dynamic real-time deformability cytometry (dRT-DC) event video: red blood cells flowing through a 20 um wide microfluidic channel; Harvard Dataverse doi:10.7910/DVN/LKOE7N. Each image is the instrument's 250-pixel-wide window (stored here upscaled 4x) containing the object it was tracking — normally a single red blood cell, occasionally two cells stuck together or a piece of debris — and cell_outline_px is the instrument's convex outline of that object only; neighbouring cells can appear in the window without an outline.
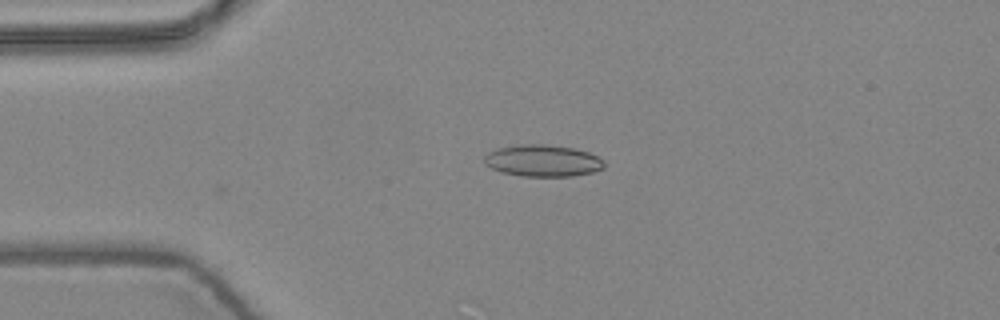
{"species": "common noctule bat (a hibernating species)", "species_latin": "Nyctalus noctula", "temperature_condition": "warm", "stored_images_in_passage": 6, "camera_frame_rate_fps": 3000, "um_per_image_px": 0.085, "animal": {"sex": "female", "body_mass_g": 24.6, "forearm_length_mm": 56.2}, "frame": {"image": 1, "passage_image": 4, "time_ms": 1.0, "image_size_px": [1000, 320], "cell_outline_px": [[604, 168], [592, 172], [572, 176], [520, 176], [500, 172], [484, 164], [484, 156], [488, 152], [496, 148], [516, 144], [548, 144], [572, 148], [588, 152], [604, 160]], "centroid_in_image_um": [46.09, 13.65], "position_along_channel_um": 38.9, "area_um2": 22.37}}
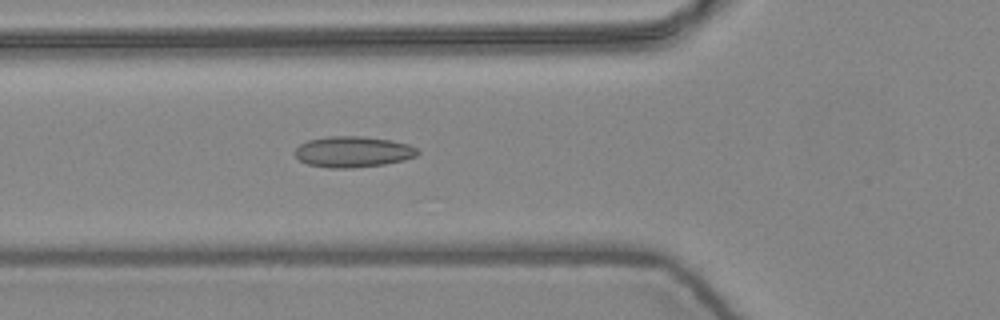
{"frame": {"image": 2, "passage_image": 6, "time_ms": 1.667, "image_size_px": [1000, 320], "cell_outline_px": [[420, 152], [416, 156], [404, 160], [384, 164], [352, 168], [328, 168], [308, 164], [300, 160], [292, 152], [300, 144], [308, 140], [328, 136], [360, 136], [392, 140], [408, 144], [416, 148]], "centroid_in_image_um": [29.99, 12.9], "position_along_channel_um": 95.8, "area_um2": 22.2}}